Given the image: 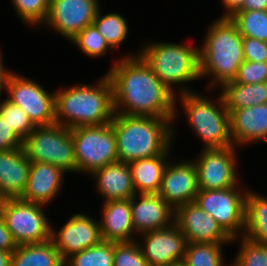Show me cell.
Masks as SVG:
<instances>
[{"label": "cell", "mask_w": 267, "mask_h": 266, "mask_svg": "<svg viewBox=\"0 0 267 266\" xmlns=\"http://www.w3.org/2000/svg\"><path fill=\"white\" fill-rule=\"evenodd\" d=\"M165 266H187V265L185 264L184 261H179V262H175V263L168 264V265H165Z\"/></svg>", "instance_id": "cell-45"}, {"label": "cell", "mask_w": 267, "mask_h": 266, "mask_svg": "<svg viewBox=\"0 0 267 266\" xmlns=\"http://www.w3.org/2000/svg\"><path fill=\"white\" fill-rule=\"evenodd\" d=\"M113 64L106 74L112 83L115 113L177 118V92L170 91L138 54H126Z\"/></svg>", "instance_id": "cell-1"}, {"label": "cell", "mask_w": 267, "mask_h": 266, "mask_svg": "<svg viewBox=\"0 0 267 266\" xmlns=\"http://www.w3.org/2000/svg\"><path fill=\"white\" fill-rule=\"evenodd\" d=\"M101 8L98 9L93 24L98 32L103 36L108 45L115 51L120 48L128 35V23L120 13L102 14Z\"/></svg>", "instance_id": "cell-28"}, {"label": "cell", "mask_w": 267, "mask_h": 266, "mask_svg": "<svg viewBox=\"0 0 267 266\" xmlns=\"http://www.w3.org/2000/svg\"><path fill=\"white\" fill-rule=\"evenodd\" d=\"M0 115L15 133L24 140L35 128L27 113L6 99L0 101Z\"/></svg>", "instance_id": "cell-35"}, {"label": "cell", "mask_w": 267, "mask_h": 266, "mask_svg": "<svg viewBox=\"0 0 267 266\" xmlns=\"http://www.w3.org/2000/svg\"><path fill=\"white\" fill-rule=\"evenodd\" d=\"M250 10L267 11V0H245L239 11Z\"/></svg>", "instance_id": "cell-43"}, {"label": "cell", "mask_w": 267, "mask_h": 266, "mask_svg": "<svg viewBox=\"0 0 267 266\" xmlns=\"http://www.w3.org/2000/svg\"><path fill=\"white\" fill-rule=\"evenodd\" d=\"M140 236H143V242L139 246L150 266H165L184 260L187 241L175 223L168 228L145 232Z\"/></svg>", "instance_id": "cell-17"}, {"label": "cell", "mask_w": 267, "mask_h": 266, "mask_svg": "<svg viewBox=\"0 0 267 266\" xmlns=\"http://www.w3.org/2000/svg\"><path fill=\"white\" fill-rule=\"evenodd\" d=\"M223 244L231 243H187L183 261L187 266H226L223 265Z\"/></svg>", "instance_id": "cell-29"}, {"label": "cell", "mask_w": 267, "mask_h": 266, "mask_svg": "<svg viewBox=\"0 0 267 266\" xmlns=\"http://www.w3.org/2000/svg\"><path fill=\"white\" fill-rule=\"evenodd\" d=\"M51 239L64 261L103 240L99 220L84 213L72 215L59 231L52 228Z\"/></svg>", "instance_id": "cell-14"}, {"label": "cell", "mask_w": 267, "mask_h": 266, "mask_svg": "<svg viewBox=\"0 0 267 266\" xmlns=\"http://www.w3.org/2000/svg\"><path fill=\"white\" fill-rule=\"evenodd\" d=\"M114 114L113 88L107 74L94 85L75 84L55 92V122L66 128L111 123Z\"/></svg>", "instance_id": "cell-2"}, {"label": "cell", "mask_w": 267, "mask_h": 266, "mask_svg": "<svg viewBox=\"0 0 267 266\" xmlns=\"http://www.w3.org/2000/svg\"><path fill=\"white\" fill-rule=\"evenodd\" d=\"M147 43L137 54L170 91L175 94L173 86L177 84L181 85L177 95L194 92L184 84L200 78V46L161 41Z\"/></svg>", "instance_id": "cell-5"}, {"label": "cell", "mask_w": 267, "mask_h": 266, "mask_svg": "<svg viewBox=\"0 0 267 266\" xmlns=\"http://www.w3.org/2000/svg\"><path fill=\"white\" fill-rule=\"evenodd\" d=\"M11 266H65V261L52 239L18 245L13 251Z\"/></svg>", "instance_id": "cell-26"}, {"label": "cell", "mask_w": 267, "mask_h": 266, "mask_svg": "<svg viewBox=\"0 0 267 266\" xmlns=\"http://www.w3.org/2000/svg\"><path fill=\"white\" fill-rule=\"evenodd\" d=\"M30 164L22 148L0 151V194L5 199L23 194Z\"/></svg>", "instance_id": "cell-23"}, {"label": "cell", "mask_w": 267, "mask_h": 266, "mask_svg": "<svg viewBox=\"0 0 267 266\" xmlns=\"http://www.w3.org/2000/svg\"><path fill=\"white\" fill-rule=\"evenodd\" d=\"M237 239L241 245L235 259L232 260L233 266H267L266 243H259L245 236L232 238V243Z\"/></svg>", "instance_id": "cell-32"}, {"label": "cell", "mask_w": 267, "mask_h": 266, "mask_svg": "<svg viewBox=\"0 0 267 266\" xmlns=\"http://www.w3.org/2000/svg\"><path fill=\"white\" fill-rule=\"evenodd\" d=\"M243 236L267 244V197L248 189Z\"/></svg>", "instance_id": "cell-27"}, {"label": "cell", "mask_w": 267, "mask_h": 266, "mask_svg": "<svg viewBox=\"0 0 267 266\" xmlns=\"http://www.w3.org/2000/svg\"><path fill=\"white\" fill-rule=\"evenodd\" d=\"M138 241L114 243L113 266H150Z\"/></svg>", "instance_id": "cell-36"}, {"label": "cell", "mask_w": 267, "mask_h": 266, "mask_svg": "<svg viewBox=\"0 0 267 266\" xmlns=\"http://www.w3.org/2000/svg\"><path fill=\"white\" fill-rule=\"evenodd\" d=\"M173 122L174 117L115 113L111 125L116 136L118 161L128 163L165 153L174 141Z\"/></svg>", "instance_id": "cell-3"}, {"label": "cell", "mask_w": 267, "mask_h": 266, "mask_svg": "<svg viewBox=\"0 0 267 266\" xmlns=\"http://www.w3.org/2000/svg\"><path fill=\"white\" fill-rule=\"evenodd\" d=\"M102 206V218L99 219L102 239L114 243L135 241L131 199L109 200L103 202Z\"/></svg>", "instance_id": "cell-21"}, {"label": "cell", "mask_w": 267, "mask_h": 266, "mask_svg": "<svg viewBox=\"0 0 267 266\" xmlns=\"http://www.w3.org/2000/svg\"><path fill=\"white\" fill-rule=\"evenodd\" d=\"M212 22L203 45L199 47L200 79L204 76L211 79L208 82V91L234 80L239 67L245 61L243 36L236 24L230 18L220 17Z\"/></svg>", "instance_id": "cell-4"}, {"label": "cell", "mask_w": 267, "mask_h": 266, "mask_svg": "<svg viewBox=\"0 0 267 266\" xmlns=\"http://www.w3.org/2000/svg\"><path fill=\"white\" fill-rule=\"evenodd\" d=\"M218 100H210L197 92L176 96L183 106L188 125L203 141V148H225L233 146L230 134V113L220 94ZM206 97V98H205Z\"/></svg>", "instance_id": "cell-6"}, {"label": "cell", "mask_w": 267, "mask_h": 266, "mask_svg": "<svg viewBox=\"0 0 267 266\" xmlns=\"http://www.w3.org/2000/svg\"><path fill=\"white\" fill-rule=\"evenodd\" d=\"M20 198L4 199L1 216L17 245L41 243L52 237L46 206Z\"/></svg>", "instance_id": "cell-9"}, {"label": "cell", "mask_w": 267, "mask_h": 266, "mask_svg": "<svg viewBox=\"0 0 267 266\" xmlns=\"http://www.w3.org/2000/svg\"><path fill=\"white\" fill-rule=\"evenodd\" d=\"M170 149L158 156L128 162L136 193L158 194Z\"/></svg>", "instance_id": "cell-24"}, {"label": "cell", "mask_w": 267, "mask_h": 266, "mask_svg": "<svg viewBox=\"0 0 267 266\" xmlns=\"http://www.w3.org/2000/svg\"><path fill=\"white\" fill-rule=\"evenodd\" d=\"M236 152L234 145L203 148L193 160L197 169L198 188L220 190L239 185Z\"/></svg>", "instance_id": "cell-12"}, {"label": "cell", "mask_w": 267, "mask_h": 266, "mask_svg": "<svg viewBox=\"0 0 267 266\" xmlns=\"http://www.w3.org/2000/svg\"><path fill=\"white\" fill-rule=\"evenodd\" d=\"M77 172L90 175L118 161L116 136L111 123L71 129Z\"/></svg>", "instance_id": "cell-8"}, {"label": "cell", "mask_w": 267, "mask_h": 266, "mask_svg": "<svg viewBox=\"0 0 267 266\" xmlns=\"http://www.w3.org/2000/svg\"><path fill=\"white\" fill-rule=\"evenodd\" d=\"M17 246L10 231L6 227L3 217L0 215V249L13 252Z\"/></svg>", "instance_id": "cell-40"}, {"label": "cell", "mask_w": 267, "mask_h": 266, "mask_svg": "<svg viewBox=\"0 0 267 266\" xmlns=\"http://www.w3.org/2000/svg\"><path fill=\"white\" fill-rule=\"evenodd\" d=\"M6 93V100L23 109L35 127L56 123L55 92L49 93L40 83L14 72Z\"/></svg>", "instance_id": "cell-11"}, {"label": "cell", "mask_w": 267, "mask_h": 266, "mask_svg": "<svg viewBox=\"0 0 267 266\" xmlns=\"http://www.w3.org/2000/svg\"><path fill=\"white\" fill-rule=\"evenodd\" d=\"M98 0H50L49 13L43 23L71 41L90 24L100 8Z\"/></svg>", "instance_id": "cell-13"}, {"label": "cell", "mask_w": 267, "mask_h": 266, "mask_svg": "<svg viewBox=\"0 0 267 266\" xmlns=\"http://www.w3.org/2000/svg\"><path fill=\"white\" fill-rule=\"evenodd\" d=\"M22 149L31 162H44L77 173L71 129L54 123L36 126L23 140Z\"/></svg>", "instance_id": "cell-7"}, {"label": "cell", "mask_w": 267, "mask_h": 266, "mask_svg": "<svg viewBox=\"0 0 267 266\" xmlns=\"http://www.w3.org/2000/svg\"><path fill=\"white\" fill-rule=\"evenodd\" d=\"M19 19L29 25H43L49 13L50 0H10Z\"/></svg>", "instance_id": "cell-34"}, {"label": "cell", "mask_w": 267, "mask_h": 266, "mask_svg": "<svg viewBox=\"0 0 267 266\" xmlns=\"http://www.w3.org/2000/svg\"><path fill=\"white\" fill-rule=\"evenodd\" d=\"M95 189L105 201L131 199L136 191L128 163L116 161L92 172Z\"/></svg>", "instance_id": "cell-22"}, {"label": "cell", "mask_w": 267, "mask_h": 266, "mask_svg": "<svg viewBox=\"0 0 267 266\" xmlns=\"http://www.w3.org/2000/svg\"><path fill=\"white\" fill-rule=\"evenodd\" d=\"M13 252L0 249V266H11Z\"/></svg>", "instance_id": "cell-44"}, {"label": "cell", "mask_w": 267, "mask_h": 266, "mask_svg": "<svg viewBox=\"0 0 267 266\" xmlns=\"http://www.w3.org/2000/svg\"><path fill=\"white\" fill-rule=\"evenodd\" d=\"M244 60L253 62H267V42L243 37Z\"/></svg>", "instance_id": "cell-38"}, {"label": "cell", "mask_w": 267, "mask_h": 266, "mask_svg": "<svg viewBox=\"0 0 267 266\" xmlns=\"http://www.w3.org/2000/svg\"><path fill=\"white\" fill-rule=\"evenodd\" d=\"M222 4L224 6V13L223 16H220V18H230L232 17L237 11H239L242 8V5L244 4L245 0H221Z\"/></svg>", "instance_id": "cell-41"}, {"label": "cell", "mask_w": 267, "mask_h": 266, "mask_svg": "<svg viewBox=\"0 0 267 266\" xmlns=\"http://www.w3.org/2000/svg\"><path fill=\"white\" fill-rule=\"evenodd\" d=\"M175 224L185 236L187 243H232V238L217 221L195 202L187 203L175 210Z\"/></svg>", "instance_id": "cell-15"}, {"label": "cell", "mask_w": 267, "mask_h": 266, "mask_svg": "<svg viewBox=\"0 0 267 266\" xmlns=\"http://www.w3.org/2000/svg\"><path fill=\"white\" fill-rule=\"evenodd\" d=\"M220 89L229 113L236 109L267 103V82L243 84L228 81Z\"/></svg>", "instance_id": "cell-25"}, {"label": "cell", "mask_w": 267, "mask_h": 266, "mask_svg": "<svg viewBox=\"0 0 267 266\" xmlns=\"http://www.w3.org/2000/svg\"><path fill=\"white\" fill-rule=\"evenodd\" d=\"M2 57H3V55H2L1 50H0V96L3 92L6 91L9 79H10L11 75L14 73L13 71L8 70L4 66L5 64L2 63V59H3Z\"/></svg>", "instance_id": "cell-42"}, {"label": "cell", "mask_w": 267, "mask_h": 266, "mask_svg": "<svg viewBox=\"0 0 267 266\" xmlns=\"http://www.w3.org/2000/svg\"><path fill=\"white\" fill-rule=\"evenodd\" d=\"M131 216L135 234L138 236L168 228L175 223V209L159 194L136 193L131 198Z\"/></svg>", "instance_id": "cell-18"}, {"label": "cell", "mask_w": 267, "mask_h": 266, "mask_svg": "<svg viewBox=\"0 0 267 266\" xmlns=\"http://www.w3.org/2000/svg\"><path fill=\"white\" fill-rule=\"evenodd\" d=\"M70 42L90 58L101 57L112 50L94 24L85 27Z\"/></svg>", "instance_id": "cell-33"}, {"label": "cell", "mask_w": 267, "mask_h": 266, "mask_svg": "<svg viewBox=\"0 0 267 266\" xmlns=\"http://www.w3.org/2000/svg\"><path fill=\"white\" fill-rule=\"evenodd\" d=\"M65 172L52 164L31 162L21 200L48 206L59 195ZM51 202V203H50Z\"/></svg>", "instance_id": "cell-19"}, {"label": "cell", "mask_w": 267, "mask_h": 266, "mask_svg": "<svg viewBox=\"0 0 267 266\" xmlns=\"http://www.w3.org/2000/svg\"><path fill=\"white\" fill-rule=\"evenodd\" d=\"M230 134L235 147L267 141V103L233 110Z\"/></svg>", "instance_id": "cell-20"}, {"label": "cell", "mask_w": 267, "mask_h": 266, "mask_svg": "<svg viewBox=\"0 0 267 266\" xmlns=\"http://www.w3.org/2000/svg\"><path fill=\"white\" fill-rule=\"evenodd\" d=\"M114 242L102 240L91 248L69 257L65 266H113Z\"/></svg>", "instance_id": "cell-30"}, {"label": "cell", "mask_w": 267, "mask_h": 266, "mask_svg": "<svg viewBox=\"0 0 267 266\" xmlns=\"http://www.w3.org/2000/svg\"><path fill=\"white\" fill-rule=\"evenodd\" d=\"M23 140L0 115V151L22 148Z\"/></svg>", "instance_id": "cell-39"}, {"label": "cell", "mask_w": 267, "mask_h": 266, "mask_svg": "<svg viewBox=\"0 0 267 266\" xmlns=\"http://www.w3.org/2000/svg\"><path fill=\"white\" fill-rule=\"evenodd\" d=\"M4 199L5 198L0 194V215H1V209H2V205H3Z\"/></svg>", "instance_id": "cell-46"}, {"label": "cell", "mask_w": 267, "mask_h": 266, "mask_svg": "<svg viewBox=\"0 0 267 266\" xmlns=\"http://www.w3.org/2000/svg\"><path fill=\"white\" fill-rule=\"evenodd\" d=\"M199 191L196 165L192 160L166 165L158 194L173 208L194 202Z\"/></svg>", "instance_id": "cell-16"}, {"label": "cell", "mask_w": 267, "mask_h": 266, "mask_svg": "<svg viewBox=\"0 0 267 266\" xmlns=\"http://www.w3.org/2000/svg\"><path fill=\"white\" fill-rule=\"evenodd\" d=\"M238 186L220 190L199 189L194 200L231 238L243 236L245 229L248 188L242 192Z\"/></svg>", "instance_id": "cell-10"}, {"label": "cell", "mask_w": 267, "mask_h": 266, "mask_svg": "<svg viewBox=\"0 0 267 266\" xmlns=\"http://www.w3.org/2000/svg\"><path fill=\"white\" fill-rule=\"evenodd\" d=\"M233 82L255 84L267 82V62L245 60L237 71Z\"/></svg>", "instance_id": "cell-37"}, {"label": "cell", "mask_w": 267, "mask_h": 266, "mask_svg": "<svg viewBox=\"0 0 267 266\" xmlns=\"http://www.w3.org/2000/svg\"><path fill=\"white\" fill-rule=\"evenodd\" d=\"M230 19L243 37L267 42V11H237Z\"/></svg>", "instance_id": "cell-31"}]
</instances>
